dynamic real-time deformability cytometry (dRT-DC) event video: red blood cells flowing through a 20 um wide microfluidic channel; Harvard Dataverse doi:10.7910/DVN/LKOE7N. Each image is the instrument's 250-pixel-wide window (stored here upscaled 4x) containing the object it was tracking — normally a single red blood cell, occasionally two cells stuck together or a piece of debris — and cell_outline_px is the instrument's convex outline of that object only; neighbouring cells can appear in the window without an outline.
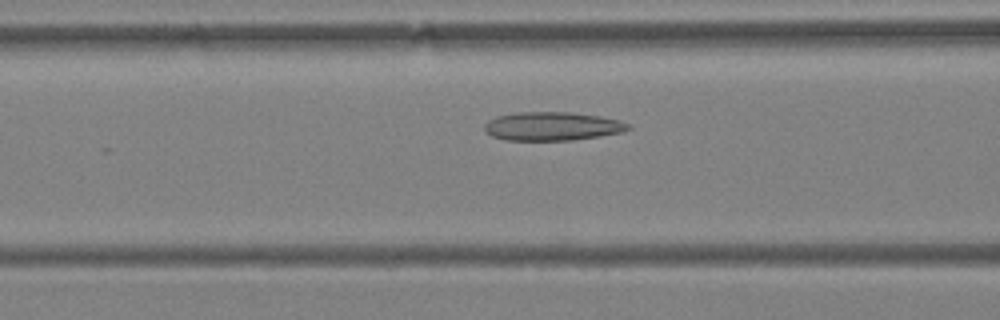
{"species": "Egyptian fruit bat (a non-hibernating species)", "species_latin": "Rousettus aegyptiacus", "temperature_condition": "warm", "stored_images_in_passage": 44, "camera_frame_rate_fps": 3000, "um_per_image_px": 0.085, "animal": {"sex": "female"}, "frame": {"image": 1, "passage_image": 9, "time_ms": 2.667, "image_size_px": [1000, 320], "cell_outline_px": [[632, 128], [624, 132], [600, 136], [572, 140], [504, 140], [492, 136], [484, 132], [484, 124], [488, 120], [496, 116], [516, 112], [572, 112], [600, 116], [620, 120], [628, 124]], "centroid_in_image_um": [46.93, 10.73], "position_along_channel_um": 119.7, "area_um2": 24.22}}
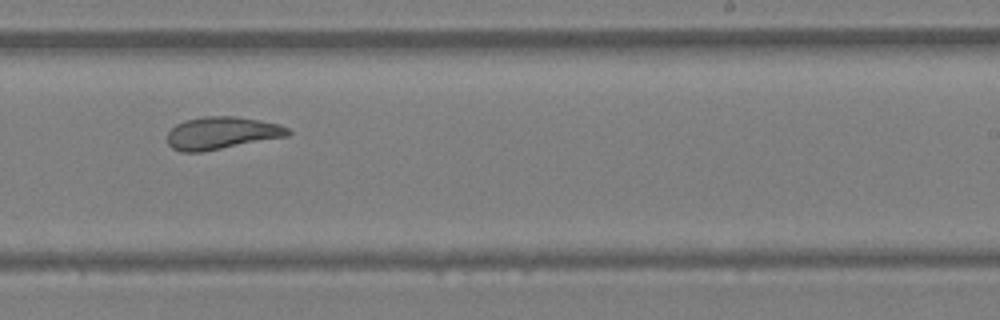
{"frame": {"image": 2, "passage_image": 22, "time_ms": 7.0, "image_size_px": [1000, 320], "cell_outline_px": [[292, 132], [288, 136], [200, 152], [180, 152], [172, 148], [168, 144], [168, 132], [176, 124], [184, 120], [204, 116], [236, 116], [260, 120], [280, 124], [288, 128]], "centroid_in_image_um": [18.84, 11.3], "position_along_channel_um": 270.2, "area_um2": 22.83}}
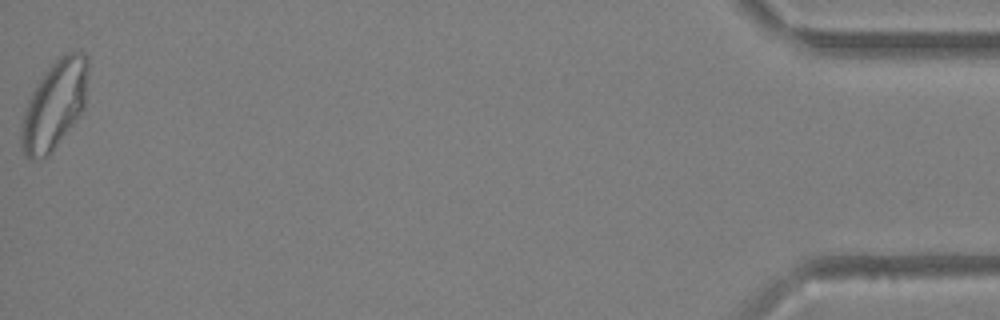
{"frame": {"image": 3, "passage_image": 44, "time_ms": 14.333, "image_size_px": [1000, 320], "cell_outline_px": [[88, 72], [84, 108], [52, 152], [48, 156], [28, 156], [24, 152], [20, 140], [20, 128], [24, 112], [28, 100], [32, 92], [44, 72], [60, 56], [68, 52], [80, 52], [88, 56]], "centroid_in_image_um": [4.64, 8.87], "position_along_channel_um": 430.6, "area_um2": 33.76}, "authors_computed_cell_mechanics": {"area_um2": 24.3916, "velocity_mm_per_s": 3.4844, "shape_relaxation_time_tau1_ms": null, "shape_relaxation_time_tau2_ms": 2.4793, "deformation_change_tau1": null, "deformation_change_tau2": 0.0935}}